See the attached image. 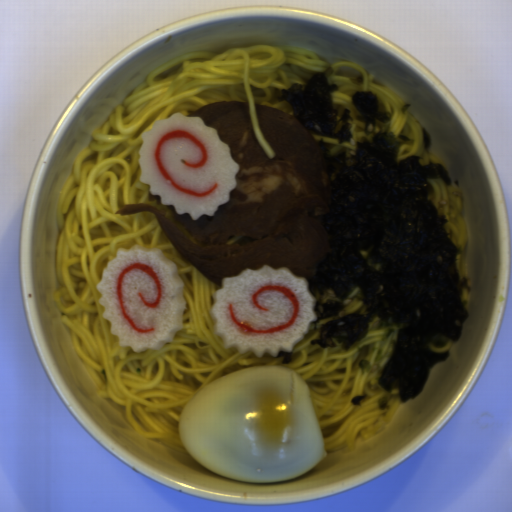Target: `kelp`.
Listing matches in <instances>:
<instances>
[{
    "mask_svg": "<svg viewBox=\"0 0 512 512\" xmlns=\"http://www.w3.org/2000/svg\"><path fill=\"white\" fill-rule=\"evenodd\" d=\"M351 102L364 122V136L353 154L332 153L317 142L332 178L330 211L321 223L331 253L307 278L316 301L317 337L309 344L348 351L378 320L393 349L381 370L378 404L420 395L446 353L434 352L436 335L457 342L470 314L461 294L472 278L460 275L461 246L447 235L449 219L429 198L428 180L452 185L443 163H422L413 155L398 161L403 144L370 90H357Z\"/></svg>",
    "mask_w": 512,
    "mask_h": 512,
    "instance_id": "kelp-1",
    "label": "kelp"
},
{
    "mask_svg": "<svg viewBox=\"0 0 512 512\" xmlns=\"http://www.w3.org/2000/svg\"><path fill=\"white\" fill-rule=\"evenodd\" d=\"M328 77L326 71L317 72L305 83L292 84L282 90L278 101L291 105L292 115L309 134H319L345 144L353 137L352 113L345 108L339 115L334 109L332 94L339 89L336 84H329Z\"/></svg>",
    "mask_w": 512,
    "mask_h": 512,
    "instance_id": "kelp-2",
    "label": "kelp"
},
{
    "mask_svg": "<svg viewBox=\"0 0 512 512\" xmlns=\"http://www.w3.org/2000/svg\"><path fill=\"white\" fill-rule=\"evenodd\" d=\"M277 357L281 358L280 363L284 364H289L294 361L293 352H284L280 350Z\"/></svg>",
    "mask_w": 512,
    "mask_h": 512,
    "instance_id": "kelp-3",
    "label": "kelp"
},
{
    "mask_svg": "<svg viewBox=\"0 0 512 512\" xmlns=\"http://www.w3.org/2000/svg\"><path fill=\"white\" fill-rule=\"evenodd\" d=\"M421 135H422V141H423L424 147L429 149L430 141H431V136H430V134H429V132H428L426 127H422Z\"/></svg>",
    "mask_w": 512,
    "mask_h": 512,
    "instance_id": "kelp-4",
    "label": "kelp"
},
{
    "mask_svg": "<svg viewBox=\"0 0 512 512\" xmlns=\"http://www.w3.org/2000/svg\"><path fill=\"white\" fill-rule=\"evenodd\" d=\"M361 370V374H365V372H368L370 369V362L366 359H360L358 362V367Z\"/></svg>",
    "mask_w": 512,
    "mask_h": 512,
    "instance_id": "kelp-5",
    "label": "kelp"
},
{
    "mask_svg": "<svg viewBox=\"0 0 512 512\" xmlns=\"http://www.w3.org/2000/svg\"><path fill=\"white\" fill-rule=\"evenodd\" d=\"M366 395H354L351 399V404L354 406H360Z\"/></svg>",
    "mask_w": 512,
    "mask_h": 512,
    "instance_id": "kelp-6",
    "label": "kelp"
},
{
    "mask_svg": "<svg viewBox=\"0 0 512 512\" xmlns=\"http://www.w3.org/2000/svg\"><path fill=\"white\" fill-rule=\"evenodd\" d=\"M351 83L356 84L358 86H363L364 83V75L360 73L356 78H350Z\"/></svg>",
    "mask_w": 512,
    "mask_h": 512,
    "instance_id": "kelp-7",
    "label": "kelp"
}]
</instances>
